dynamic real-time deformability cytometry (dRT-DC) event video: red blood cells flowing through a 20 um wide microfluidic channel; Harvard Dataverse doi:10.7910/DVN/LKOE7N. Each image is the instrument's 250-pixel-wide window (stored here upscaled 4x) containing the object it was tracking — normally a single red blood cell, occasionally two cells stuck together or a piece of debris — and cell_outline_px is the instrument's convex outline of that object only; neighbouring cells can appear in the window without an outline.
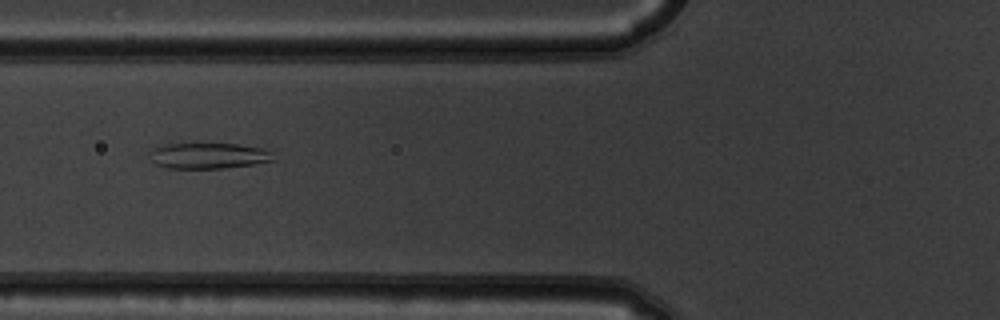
{"species": "common noctule bat (a hibernating species)", "species_latin": "Nyctalus noctula", "temperature_condition": "warm", "stored_images_in_passage": 9, "camera_frame_rate_fps": 3000, "um_per_image_px": 0.085, "animal": {"sex": "male", "body_mass_g": 19.5, "forearm_length_mm": 54.6}, "frame": {"image": 1, "passage_image": 6, "time_ms": 1.667, "image_size_px": [1000, 320], "cell_outline_px": [[276, 160], [252, 164], [224, 168], [168, 168], [156, 164], [152, 160], [152, 152], [156, 148], [164, 144], [236, 144], [260, 148], [272, 152]], "centroid_in_image_um": [17.77, 13.24], "position_along_channel_um": 108.0, "area_um2": 18.21}}
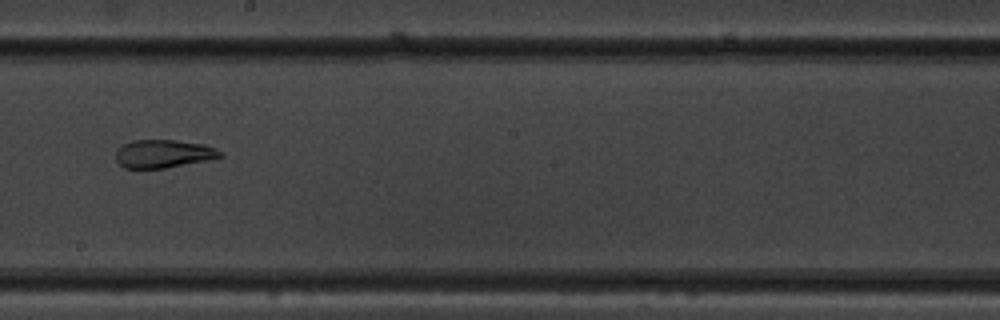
{"frame": {"image": 2, "passage_image": 9, "time_ms": 2.667, "image_size_px": [1000, 320], "cell_outline_px": [[224, 156], [164, 168], [124, 168], [116, 160], [116, 148], [132, 140], [176, 140], [204, 144], [216, 148], [224, 152]], "centroid_in_image_um": [13.88, 13.05], "position_along_channel_um": 234.3, "area_um2": 17.05}}